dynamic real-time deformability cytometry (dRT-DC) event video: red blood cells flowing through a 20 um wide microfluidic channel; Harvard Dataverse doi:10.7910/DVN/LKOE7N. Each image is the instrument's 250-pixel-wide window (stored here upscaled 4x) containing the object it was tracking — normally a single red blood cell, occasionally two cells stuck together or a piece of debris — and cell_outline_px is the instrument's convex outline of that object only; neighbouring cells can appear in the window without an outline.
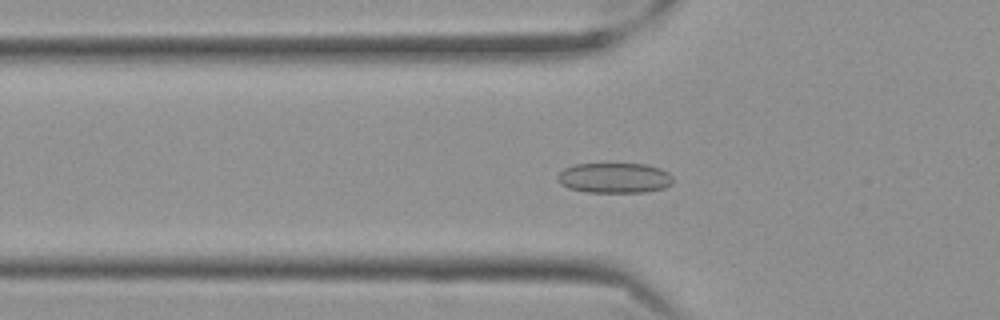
{"species": "Egyptian fruit bat (a non-hibernating species)", "species_latin": "Rousettus aegyptiacus", "temperature_condition": "cold", "stored_images_in_passage": 52, "camera_frame_rate_fps": 3000, "um_per_image_px": 0.085, "frame": {"image": 1, "passage_image": 14, "time_ms": 4.333, "image_size_px": [1000, 320], "cell_outline_px": [[672, 184], [664, 188], [644, 192], [588, 192], [568, 188], [560, 184], [556, 176], [564, 168], [576, 164], [644, 164], [660, 168], [668, 172], [672, 176]], "centroid_in_image_um": [52.22, 15.12], "position_along_channel_um": 73.6, "area_um2": 20.35}}
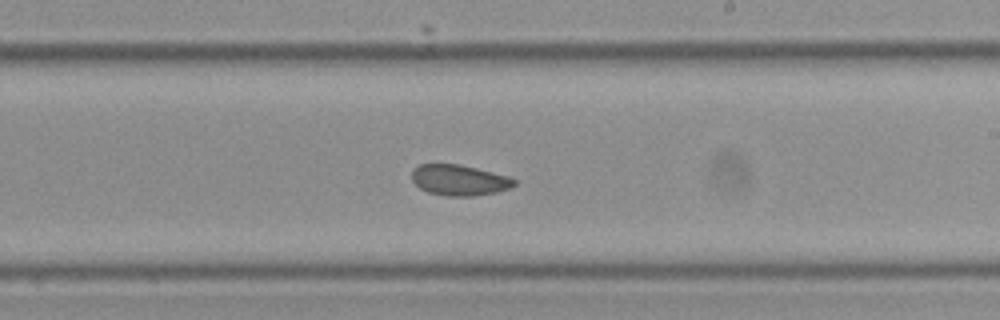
{"frame": {"image": 2, "passage_image": 29, "time_ms": 9.333, "image_size_px": [1000, 320], "cell_outline_px": [[516, 184], [512, 188], [496, 192], [472, 196], [448, 196], [428, 192], [420, 188], [412, 180], [412, 168], [420, 164], [460, 164], [508, 176], [516, 180]], "centroid_in_image_um": [39.04, 15.31], "position_along_channel_um": 250.0, "area_um2": 18.38}}
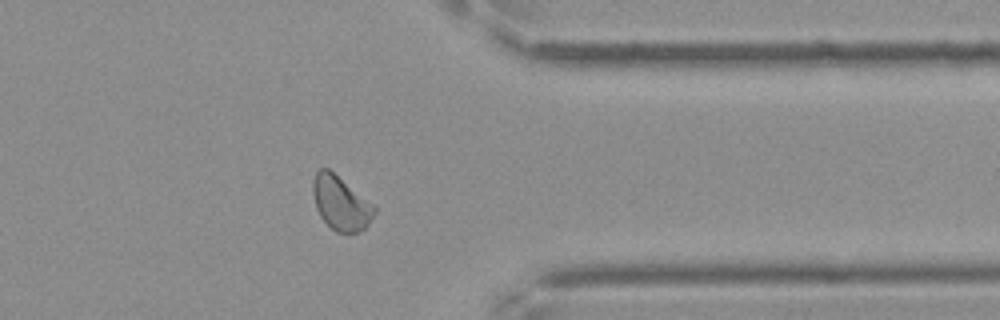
{"frame": {"image": 3, "passage_image": 41, "time_ms": 13.333, "image_size_px": [1000, 320], "cell_outline_px": [[376, 212], [368, 224], [364, 228], [356, 232], [336, 232], [320, 216], [316, 208], [312, 192], [312, 184], [316, 172], [320, 168], [328, 168], [372, 204], [376, 208]], "centroid_in_image_um": [28.94, 17.26], "position_along_channel_um": 382.5, "area_um2": 18.9}, "authors_computed_cell_mechanics": {"area_um2": 19.0451, "velocity_mm_per_s": 3.5125, "shape_relaxation_time_tau1_ms": null, "shape_relaxation_time_tau2_ms": 2.4308, "deformation_change_tau1": null, "deformation_change_tau2": 0.0767}}